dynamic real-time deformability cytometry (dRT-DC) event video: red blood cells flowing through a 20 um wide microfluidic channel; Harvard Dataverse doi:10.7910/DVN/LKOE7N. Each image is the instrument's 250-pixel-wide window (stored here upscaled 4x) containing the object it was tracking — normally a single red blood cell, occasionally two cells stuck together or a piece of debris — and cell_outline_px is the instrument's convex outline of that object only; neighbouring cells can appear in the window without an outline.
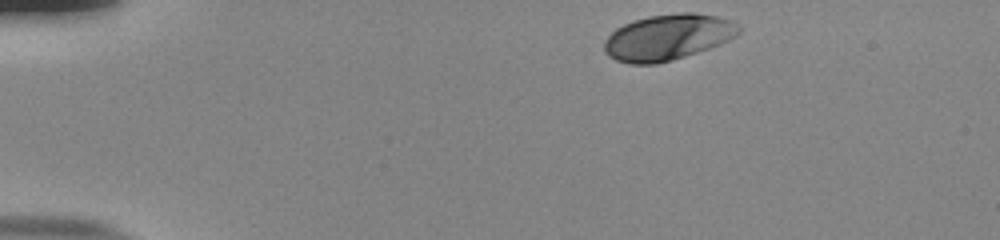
{"species": "human", "species_latin": "Homo sapiens", "temperature_condition": "room temperature", "stored_images_in_passage": 39, "camera_frame_rate_fps": 3000, "um_per_image_px": 0.085, "donor": {"sex": "male"}, "frame": {"image": 1, "passage_image": 1, "time_ms": 0.0, "image_size_px": [1000, 240], "cell_outline_px": [[740, 32], [736, 36], [720, 44], [672, 60], [656, 64], [628, 64], [616, 60], [608, 56], [604, 52], [604, 40], [616, 28], [624, 24], [648, 16], [680, 12], [692, 12], [716, 16], [728, 20], [736, 24], [740, 28]], "centroid_in_image_um": [56.73, 3.17], "position_along_channel_um": 28.3, "area_um2": 35.84}}
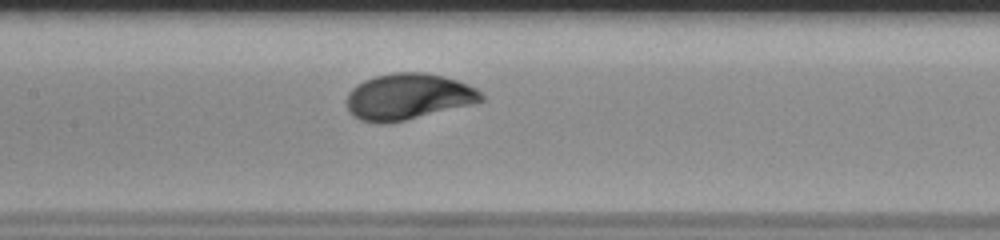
{"frame": {"image": 2, "passage_image": 19, "time_ms": 6.0, "image_size_px": [1000, 240], "cell_outline_px": [[484, 100], [472, 104], [404, 120], [384, 124], [380, 124], [360, 120], [348, 112], [348, 92], [356, 84], [364, 80], [376, 76], [392, 72], [424, 72], [444, 76], [468, 84], [476, 88], [484, 96]], "centroid_in_image_um": [34.68, 8.2], "position_along_channel_um": 172.7, "area_um2": 36.13}}
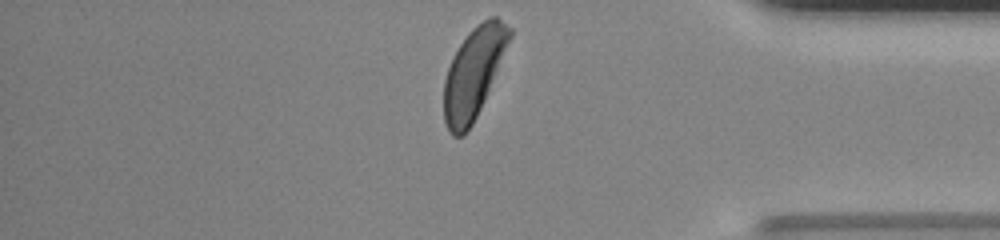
{"frame": {"image": 3, "passage_image": 38, "time_ms": 12.333, "image_size_px": [1000, 240], "cell_outline_px": [[512, 36], [484, 100], [472, 124], [464, 136], [452, 136], [448, 132], [444, 120], [444, 80], [448, 68], [460, 44], [468, 32], [476, 24], [488, 16], [496, 16], [512, 28]], "centroid_in_image_um": [40.25, 6.18], "position_along_channel_um": 394.9, "area_um2": 34.28}, "authors_computed_cell_mechanics": {"area_um2": 35.6626, "velocity_mm_per_s": 3.8052, "shape_relaxation_time_tau1_ms": 2.5291, "shape_relaxation_time_tau2_ms": null, "deformation_change_tau1": 0.1411, "deformation_change_tau2": null}}